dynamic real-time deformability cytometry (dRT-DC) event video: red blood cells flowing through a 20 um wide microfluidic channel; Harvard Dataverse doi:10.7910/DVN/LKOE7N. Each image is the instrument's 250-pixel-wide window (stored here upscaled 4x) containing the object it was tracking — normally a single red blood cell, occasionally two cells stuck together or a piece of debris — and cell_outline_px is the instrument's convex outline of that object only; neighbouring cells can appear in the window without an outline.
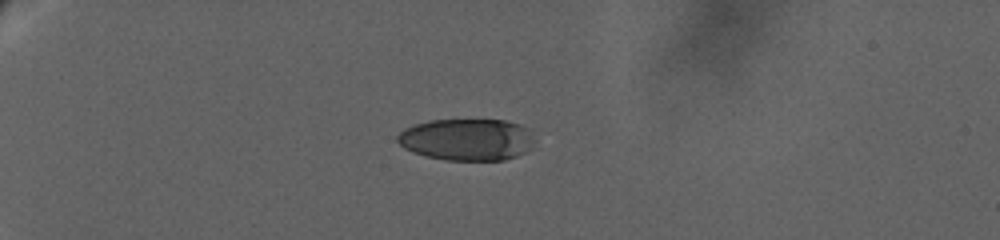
{"species": "human", "species_latin": "Homo sapiens", "temperature_condition": "warm", "stored_images_in_passage": 29, "camera_frame_rate_fps": 3000, "um_per_image_px": 0.085, "donor": {"sex": "female"}, "frame": {"image": 1, "passage_image": 17, "time_ms": 3.0, "image_size_px": [1000, 240], "cell_outline_px": [[536, 140], [524, 152], [516, 156], [504, 160], [448, 160], [428, 156], [412, 152], [404, 148], [396, 140], [396, 136], [404, 128], [428, 120], [504, 120], [520, 124], [528, 128]], "centroid_in_image_um": [39.68, 11.85], "position_along_channel_um": 45.3, "area_um2": 33.47}}